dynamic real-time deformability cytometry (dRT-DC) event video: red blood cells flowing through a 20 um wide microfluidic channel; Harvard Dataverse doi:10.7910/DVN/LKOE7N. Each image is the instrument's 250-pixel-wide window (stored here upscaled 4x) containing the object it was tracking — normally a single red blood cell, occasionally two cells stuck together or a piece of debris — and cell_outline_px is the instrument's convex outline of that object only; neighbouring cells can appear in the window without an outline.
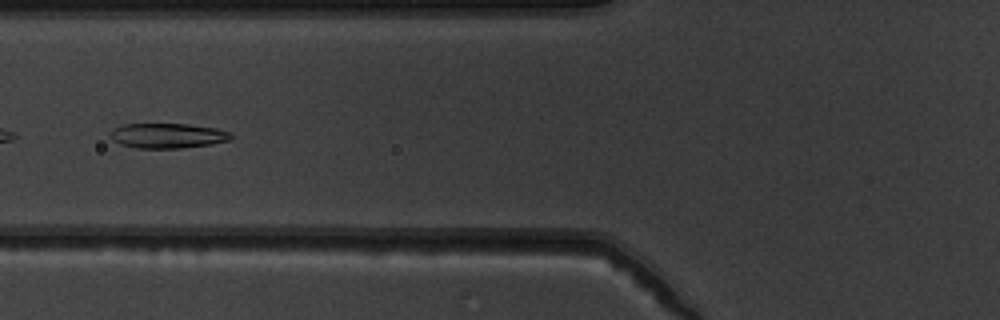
{"species": "common noctule bat (a hibernating species)", "species_latin": "Nyctalus noctula", "temperature_condition": "warm", "stored_images_in_passage": 40, "camera_frame_rate_fps": 3000, "um_per_image_px": 0.085, "animal": {"sex": "male", "body_mass_g": 19.5, "forearm_length_mm": 54.6}, "frame": {"image": 1, "passage_image": 23, "time_ms": 7.333, "image_size_px": [1000, 320], "cell_outline_px": [[232, 140], [212, 144], [180, 148], [136, 148], [120, 144], [112, 140], [108, 132], [112, 128], [120, 124], [188, 124], [216, 128], [232, 132]], "centroid_in_image_um": [14.23, 11.53], "position_along_channel_um": 111.6, "area_um2": 17.86}}
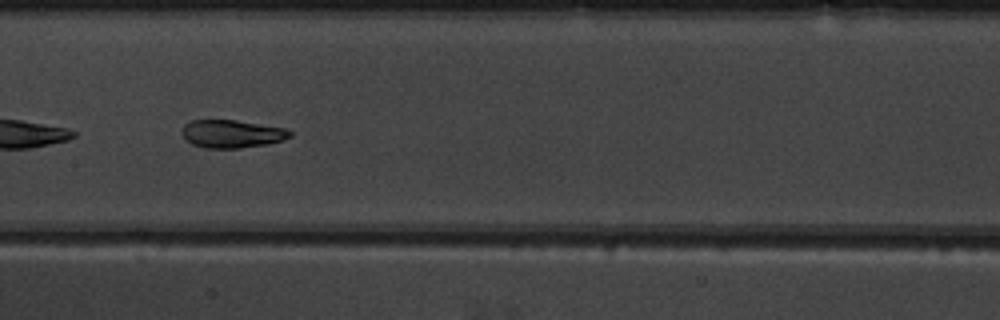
{"frame": {"image": 2, "passage_image": 29, "time_ms": 9.333, "image_size_px": [1000, 320], "cell_outline_px": [[292, 136], [284, 140], [268, 144], [240, 148], [204, 148], [192, 144], [184, 140], [180, 132], [184, 124], [192, 120], [236, 120], [284, 128], [292, 132]], "centroid_in_image_um": [19.67, 11.38], "position_along_channel_um": 187.7, "area_um2": 17.8}}